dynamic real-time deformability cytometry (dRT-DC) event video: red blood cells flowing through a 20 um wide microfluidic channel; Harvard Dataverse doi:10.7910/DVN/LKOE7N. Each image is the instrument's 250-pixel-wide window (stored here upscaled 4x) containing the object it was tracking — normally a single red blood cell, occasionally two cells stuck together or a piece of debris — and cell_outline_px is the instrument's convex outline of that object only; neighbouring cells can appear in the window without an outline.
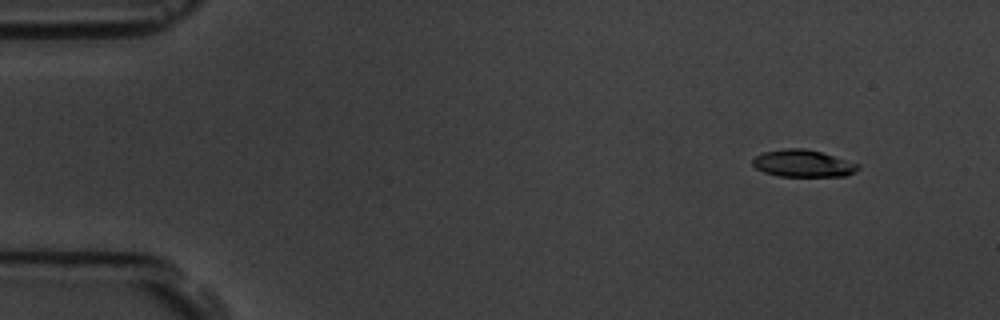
{"species": "common noctule bat (a hibernating species)", "species_latin": "Nyctalus noctula", "temperature_condition": "room temperature", "stored_images_in_passage": 5, "camera_frame_rate_fps": 3000, "um_per_image_px": 0.085, "animal": {"sex": "male", "body_mass_g": 19.5, "forearm_length_mm": 54.6}, "frame": {"image": 1, "passage_image": 2, "time_ms": 1.0, "image_size_px": [1000, 320], "cell_outline_px": [[860, 168], [856, 172], [848, 176], [780, 176], [764, 172], [756, 168], [752, 164], [752, 160], [756, 156], [764, 152], [784, 148], [804, 148], [820, 152], [860, 164]], "centroid_in_image_um": [68.28, 13.9], "position_along_channel_um": 16.7, "area_um2": 16.65}}
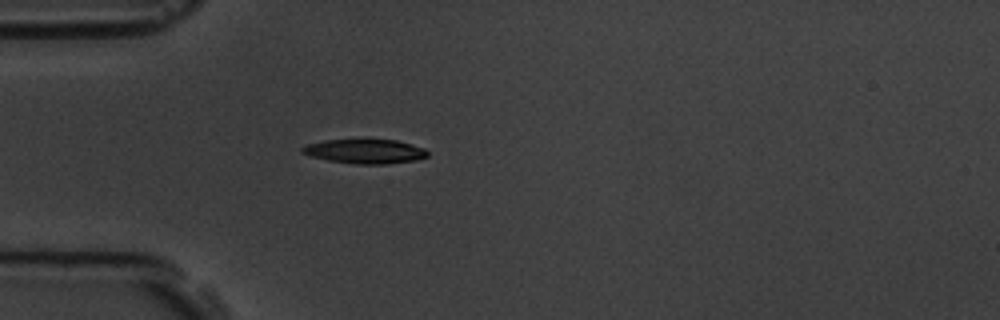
{"frame": {"image": 2, "passage_image": 5, "time_ms": 4.667, "image_size_px": [1000, 320], "cell_outline_px": [[428, 156], [416, 160], [388, 164], [356, 164], [328, 160], [308, 156], [300, 152], [300, 148], [308, 144], [324, 140], [364, 136], [396, 140], [424, 148], [428, 152]], "centroid_in_image_um": [30.98, 12.81], "position_along_channel_um": 54.0, "area_um2": 18.79}}